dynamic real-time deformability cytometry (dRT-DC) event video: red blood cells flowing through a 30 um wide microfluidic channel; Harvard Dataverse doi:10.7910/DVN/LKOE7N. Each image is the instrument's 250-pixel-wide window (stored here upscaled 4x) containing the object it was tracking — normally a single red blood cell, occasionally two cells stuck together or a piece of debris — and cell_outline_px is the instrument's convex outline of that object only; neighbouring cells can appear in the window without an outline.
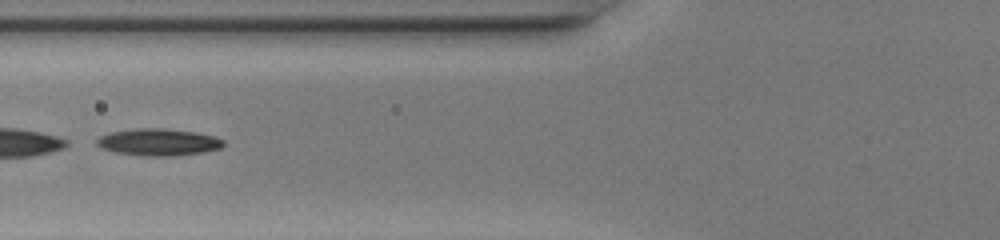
{"species": "common noctule bat (a hibernating species)", "species_latin": "Nyctalus noctula", "temperature_condition": "warm", "stored_images_in_passage": 41, "camera_frame_rate_fps": 3000, "um_per_image_px": 0.085, "animal": {"sex": "female", "body_mass_g": 20.0, "forearm_length_mm": 54.0}, "frame": {"image": 1, "passage_image": 21, "time_ms": 6.667, "image_size_px": [1000, 240], "cell_outline_px": [[224, 144], [220, 148], [204, 152], [172, 156], [140, 156], [112, 152], [100, 148], [96, 144], [96, 140], [100, 136], [108, 132], [132, 128], [164, 128], [196, 132], [216, 136], [224, 140]], "centroid_in_image_um": [13.42, 12.08], "position_along_channel_um": 112.4, "area_um2": 20.35}}
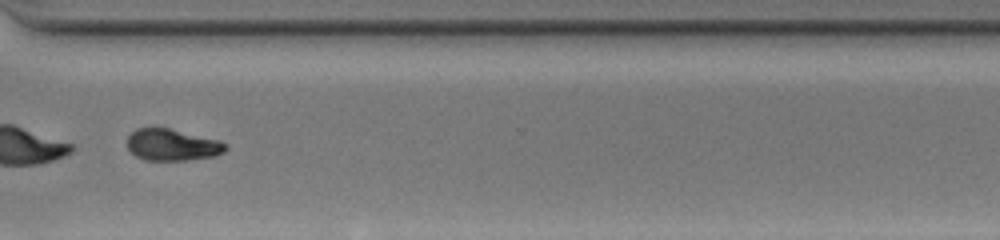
{"frame": {"image": 2, "passage_image": 38, "time_ms": 12.333, "image_size_px": [1000, 240], "cell_outline_px": [[228, 148], [224, 152], [216, 156], [188, 160], [144, 160], [136, 156], [128, 148], [128, 136], [136, 128], [168, 128], [220, 140], [228, 144]], "centroid_in_image_um": [14.68, 12.32], "position_along_channel_um": 355.9, "area_um2": 18.21}, "authors_computed_cell_mechanics": {"area_um2": 20.3456, "velocity_mm_per_s": 4.295, "shape_relaxation_time_tau1_ms": 0.7291, "shape_relaxation_time_tau2_ms": null, "deformation_change_tau1": 0.261, "deformation_change_tau2": null}}